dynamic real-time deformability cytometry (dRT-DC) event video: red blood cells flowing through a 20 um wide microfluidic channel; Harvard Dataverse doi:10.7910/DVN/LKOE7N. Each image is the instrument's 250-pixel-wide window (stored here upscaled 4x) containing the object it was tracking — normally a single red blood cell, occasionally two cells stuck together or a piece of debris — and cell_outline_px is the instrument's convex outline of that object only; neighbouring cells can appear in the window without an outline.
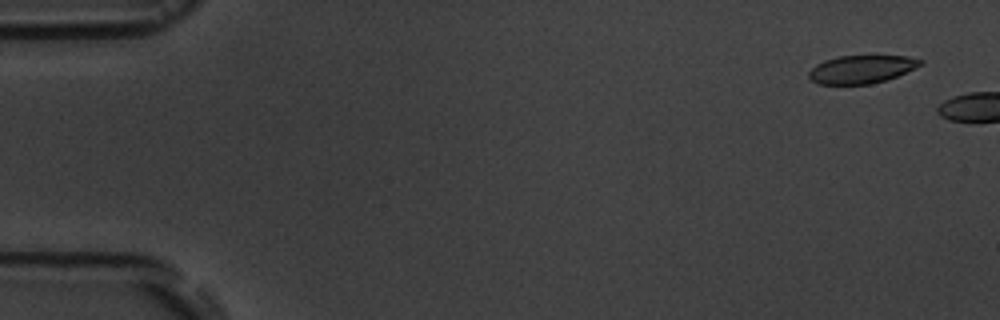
{"species": "common noctule bat (a hibernating species)", "species_latin": "Nyctalus noctula", "temperature_condition": "room temperature", "stored_images_in_passage": 2, "camera_frame_rate_fps": 3000, "um_per_image_px": 0.085, "animal": {"sex": "male", "body_mass_g": 19.5, "forearm_length_mm": 54.6}, "frame": {"image": 1, "passage_image": 1, "time_ms": 0.0, "image_size_px": [1000, 320], "cell_outline_px": [[924, 64], [896, 76], [872, 84], [820, 84], [812, 80], [808, 76], [808, 72], [816, 64], [824, 60], [836, 56], [908, 56], [924, 60]], "centroid_in_image_um": [73.23, 5.88], "position_along_channel_um": 11.8, "area_um2": 18.21}}